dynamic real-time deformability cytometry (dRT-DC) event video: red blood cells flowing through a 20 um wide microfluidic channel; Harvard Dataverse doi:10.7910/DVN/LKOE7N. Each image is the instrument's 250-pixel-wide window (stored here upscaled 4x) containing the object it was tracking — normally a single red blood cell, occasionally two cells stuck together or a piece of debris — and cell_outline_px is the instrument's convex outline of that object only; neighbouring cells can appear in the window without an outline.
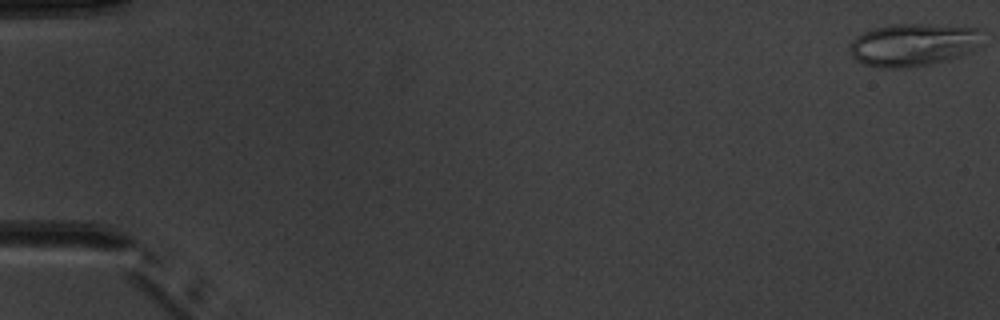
{"species": "common noctule bat (a hibernating species)", "species_latin": "Nyctalus noctula", "temperature_condition": "warm", "stored_images_in_passage": 5, "camera_frame_rate_fps": 3000, "um_per_image_px": 0.085, "animal": {"sex": "male", "body_mass_g": 20.1, "forearm_length_mm": 53.5}, "frame": {"image": 1, "passage_image": 1, "time_ms": 0.0, "image_size_px": [1000, 320], "cell_outline_px": [[984, 28], [980, 48], [960, 56], [932, 64], [908, 68], [880, 68], [864, 64], [856, 60], [852, 56], [848, 48], [848, 44], [856, 36], [872, 28], [892, 24], [928, 24]], "centroid_in_image_um": [77.66, 3.8], "position_along_channel_um": 7.3, "area_um2": 33.81}}
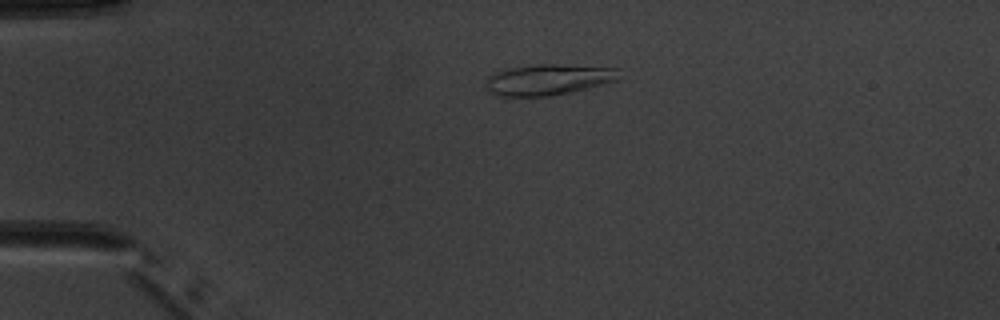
{"frame": {"image": 2, "passage_image": 4, "time_ms": 4.0, "image_size_px": [1000, 320], "cell_outline_px": [[620, 68], [616, 80], [568, 92], [548, 96], [500, 96], [488, 92], [488, 76], [492, 72], [504, 68], [532, 64], [552, 64]], "centroid_in_image_um": [46.52, 6.74], "position_along_channel_um": 38.5, "area_um2": 23.76}}